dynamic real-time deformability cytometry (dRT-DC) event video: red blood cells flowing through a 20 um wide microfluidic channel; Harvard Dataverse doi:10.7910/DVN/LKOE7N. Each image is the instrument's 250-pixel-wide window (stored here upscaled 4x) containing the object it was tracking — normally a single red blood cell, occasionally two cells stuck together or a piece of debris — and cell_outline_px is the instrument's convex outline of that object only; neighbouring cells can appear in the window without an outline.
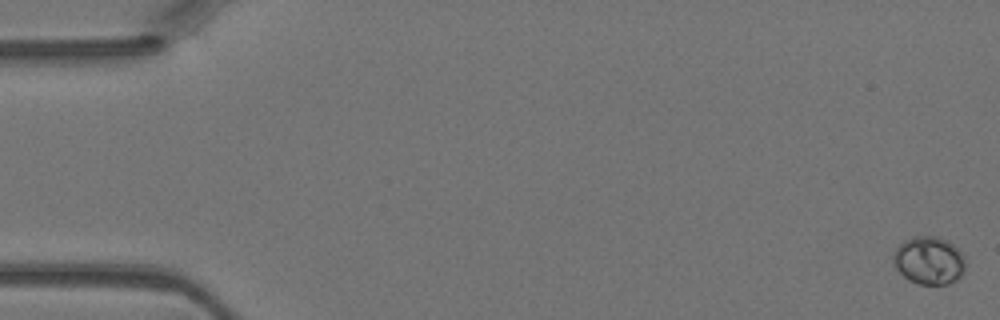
{"species": "Egyptian fruit bat (a non-hibernating species)", "species_latin": "Rousettus aegyptiacus", "temperature_condition": "warm", "stored_images_in_passage": 47, "camera_frame_rate_fps": 3000, "um_per_image_px": 0.085, "animal": {"sex": "female"}, "frame": {"image": 1, "passage_image": 1, "time_ms": 0.0, "image_size_px": [1000, 320], "cell_outline_px": [[964, 272], [956, 280], [948, 284], [916, 284], [908, 280], [896, 268], [892, 260], [892, 256], [896, 248], [904, 240], [912, 236], [936, 236], [948, 240], [964, 256]], "centroid_in_image_um": [78.94, 22.14], "position_along_channel_um": 6.1, "area_um2": 20.23}}
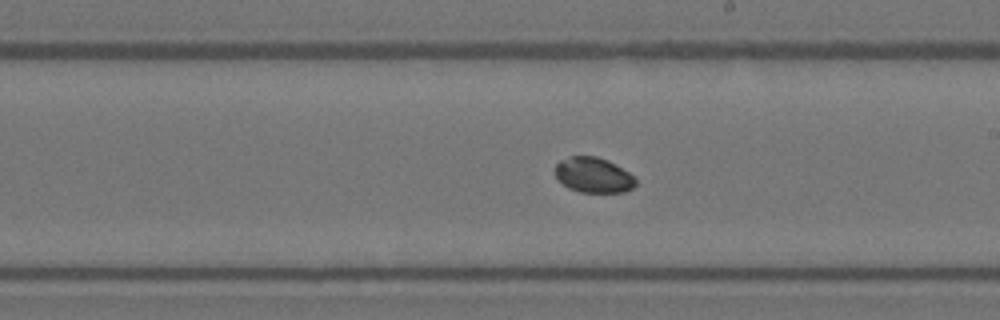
{"frame": {"image": 2, "passage_image": 27, "time_ms": 8.667, "image_size_px": [1000, 320], "cell_outline_px": [[636, 184], [632, 188], [624, 192], [580, 192], [568, 188], [556, 176], [556, 164], [560, 160], [572, 156], [596, 156], [608, 160], [636, 176]], "centroid_in_image_um": [50.48, 14.88], "position_along_channel_um": 238.5, "area_um2": 16.53}}
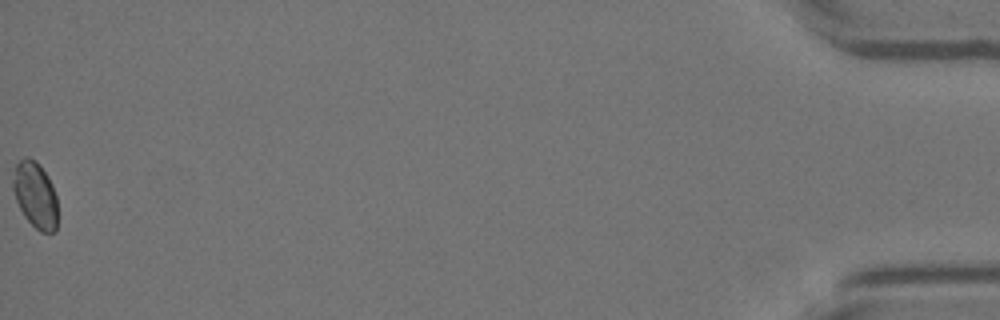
{"frame": {"image": 3, "passage_image": 47, "time_ms": 15.333, "image_size_px": [1000, 320], "cell_outline_px": [[56, 232], [40, 232], [24, 216], [16, 200], [12, 188], [12, 180], [16, 164], [24, 156], [28, 156], [36, 160], [40, 164], [48, 176], [52, 184], [56, 196]], "centroid_in_image_um": [2.98, 16.53], "position_along_channel_um": 432.2, "area_um2": 17.28}}